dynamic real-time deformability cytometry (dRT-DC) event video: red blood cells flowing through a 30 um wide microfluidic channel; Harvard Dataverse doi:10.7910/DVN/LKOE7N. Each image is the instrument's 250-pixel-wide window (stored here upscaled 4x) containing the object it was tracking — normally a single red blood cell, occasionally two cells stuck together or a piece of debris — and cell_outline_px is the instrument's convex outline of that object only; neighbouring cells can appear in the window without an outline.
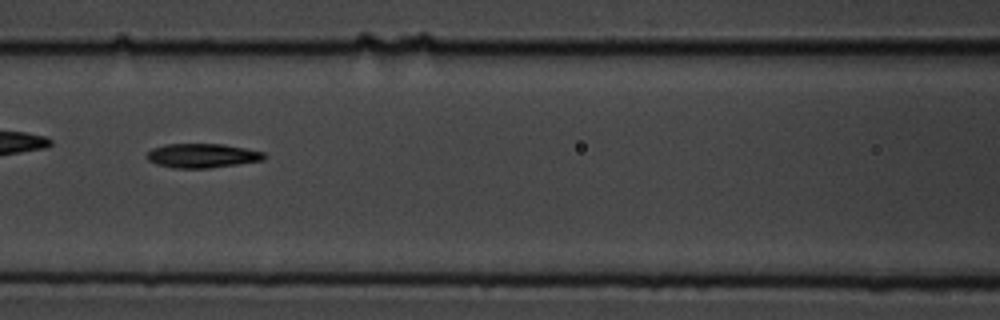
{"species": "common noctule bat (a hibernating species)", "species_latin": "Nyctalus noctula", "temperature_condition": "cold", "stored_images_in_passage": 11, "camera_frame_rate_fps": 3000, "um_per_image_px": 0.085, "animal": {"sex": "male", "body_mass_g": 19.5, "forearm_length_mm": 54.6}, "frame": {"image": 1, "passage_image": 4, "time_ms": 3.667, "image_size_px": [1000, 320], "cell_outline_px": [[268, 156], [264, 160], [208, 168], [172, 168], [156, 164], [148, 160], [148, 152], [152, 148], [164, 144], [224, 144], [264, 152]], "centroid_in_image_um": [17.2, 13.23], "position_along_channel_um": 149.4, "area_um2": 16.53}}
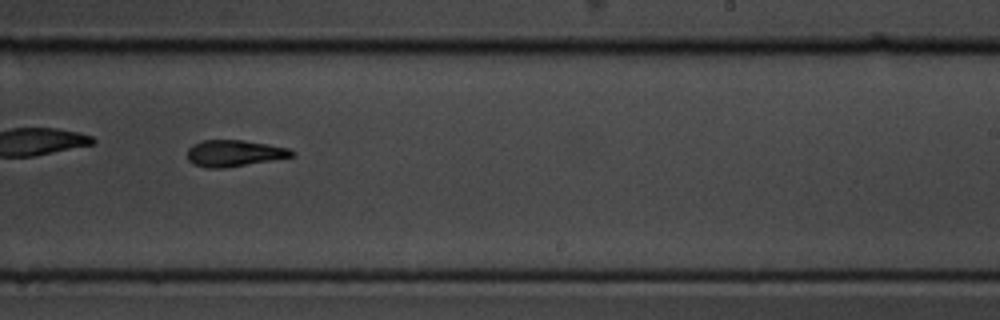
{"frame": {"image": 2, "passage_image": 7, "time_ms": 7.0, "image_size_px": [1000, 320], "cell_outline_px": [[296, 152], [292, 156], [272, 160], [224, 168], [208, 168], [192, 164], [188, 160], [188, 148], [192, 144], [204, 140], [244, 140], [268, 144], [288, 148]], "centroid_in_image_um": [19.88, 13.02], "position_along_channel_um": 269.1, "area_um2": 16.07}}
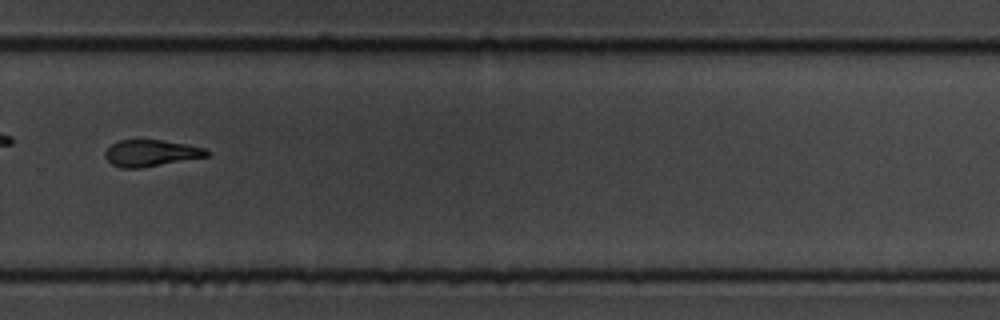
{"frame": {"image": 3, "passage_image": 8, "time_ms": 8.333, "image_size_px": [1000, 320], "cell_outline_px": [[208, 156], [140, 168], [120, 168], [112, 164], [104, 156], [104, 152], [112, 144], [120, 140], [160, 140], [184, 144], [204, 148], [208, 152]], "centroid_in_image_um": [12.78, 13.02], "position_along_channel_um": 317.0, "area_um2": 15.43}}